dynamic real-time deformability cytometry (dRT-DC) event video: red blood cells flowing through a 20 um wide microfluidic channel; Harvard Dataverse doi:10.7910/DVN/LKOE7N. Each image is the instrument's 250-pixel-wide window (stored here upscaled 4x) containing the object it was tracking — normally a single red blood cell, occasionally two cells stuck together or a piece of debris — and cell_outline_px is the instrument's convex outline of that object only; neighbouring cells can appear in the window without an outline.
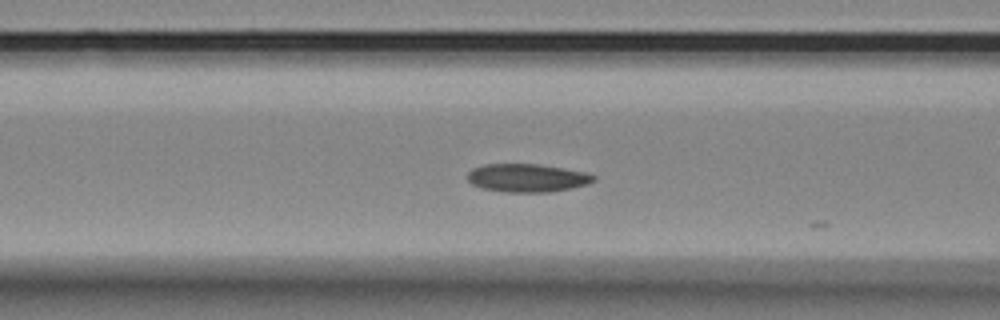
{"species": "Egyptian fruit bat (a non-hibernating species)", "species_latin": "Rousettus aegyptiacus", "temperature_condition": "room temperature", "stored_images_in_passage": 8, "camera_frame_rate_fps": 3000, "um_per_image_px": 0.085, "animal": {"sex": "female"}, "frame": {"image": 1, "passage_image": 7, "time_ms": 2.0, "image_size_px": [1000, 320], "cell_outline_px": [[596, 180], [588, 184], [548, 192], [504, 192], [484, 188], [472, 184], [468, 180], [468, 172], [472, 168], [484, 164], [540, 164], [584, 172], [596, 176]], "centroid_in_image_um": [44.79, 15.11], "position_along_channel_um": 121.8, "area_um2": 20.58}}